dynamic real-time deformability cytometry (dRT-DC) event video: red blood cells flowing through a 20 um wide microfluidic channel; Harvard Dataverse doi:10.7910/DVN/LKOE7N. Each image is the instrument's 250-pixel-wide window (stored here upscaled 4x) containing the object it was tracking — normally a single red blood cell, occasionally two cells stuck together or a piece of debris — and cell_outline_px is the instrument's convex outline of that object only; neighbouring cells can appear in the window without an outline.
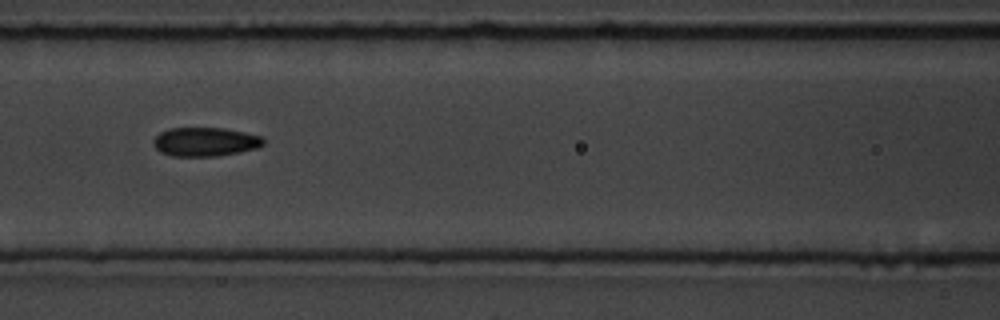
{"species": "common noctule bat (a hibernating species)", "species_latin": "Nyctalus noctula", "temperature_condition": "room temperature", "stored_images_in_passage": 11, "camera_frame_rate_fps": 3000, "um_per_image_px": 0.085, "animal": {"sex": "male", "body_mass_g": 19.5, "forearm_length_mm": 54.6}, "frame": {"image": 1, "passage_image": 4, "time_ms": 3.333, "image_size_px": [1000, 320], "cell_outline_px": [[264, 144], [256, 148], [240, 152], [220, 156], [172, 156], [160, 152], [152, 144], [152, 140], [160, 132], [168, 128], [224, 128], [264, 136]], "centroid_in_image_um": [17.44, 12.05], "position_along_channel_um": 149.2, "area_um2": 18.73}}
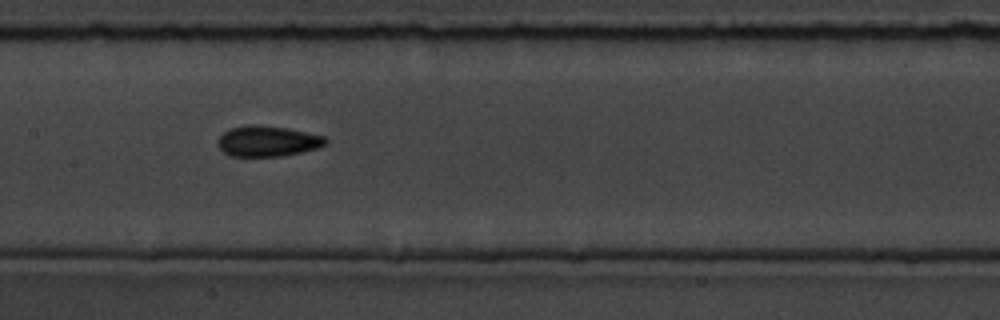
{"frame": {"image": 2, "passage_image": 5, "time_ms": 4.333, "image_size_px": [1000, 320], "cell_outline_px": [[328, 140], [324, 144], [316, 148], [284, 156], [228, 156], [216, 144], [216, 140], [228, 128], [244, 124], [256, 124], [288, 128], [324, 136]], "centroid_in_image_um": [22.68, 11.98], "position_along_channel_um": 184.7, "area_um2": 19.42}}
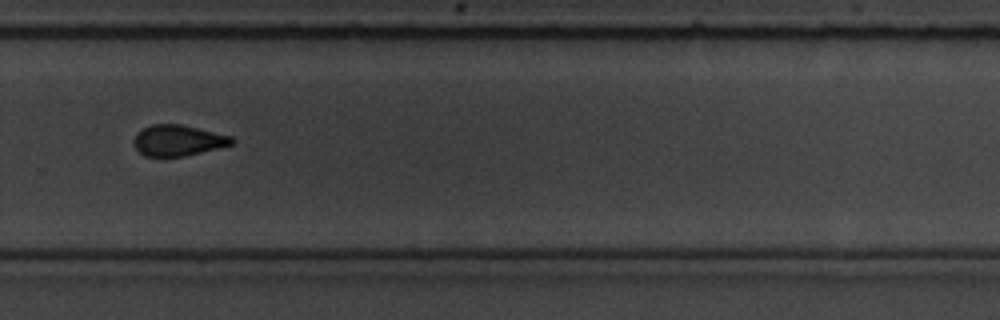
{"frame": {"image": 3, "passage_image": 8, "time_ms": 8.0, "image_size_px": [1000, 320], "cell_outline_px": [[236, 140], [232, 144], [184, 156], [144, 156], [136, 148], [136, 132], [152, 124], [180, 124], [232, 136]], "centroid_in_image_um": [15.15, 11.93], "position_along_channel_um": 314.7, "area_um2": 17.28}}